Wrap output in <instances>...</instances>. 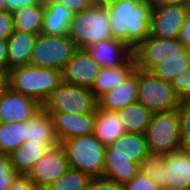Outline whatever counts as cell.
<instances>
[{
	"label": "cell",
	"mask_w": 190,
	"mask_h": 190,
	"mask_svg": "<svg viewBox=\"0 0 190 190\" xmlns=\"http://www.w3.org/2000/svg\"><path fill=\"white\" fill-rule=\"evenodd\" d=\"M108 8L112 37L132 50L150 35L153 2L141 0H102Z\"/></svg>",
	"instance_id": "1"
},
{
	"label": "cell",
	"mask_w": 190,
	"mask_h": 190,
	"mask_svg": "<svg viewBox=\"0 0 190 190\" xmlns=\"http://www.w3.org/2000/svg\"><path fill=\"white\" fill-rule=\"evenodd\" d=\"M149 154L143 133L125 132L104 150L103 176L123 186L139 171Z\"/></svg>",
	"instance_id": "2"
},
{
	"label": "cell",
	"mask_w": 190,
	"mask_h": 190,
	"mask_svg": "<svg viewBox=\"0 0 190 190\" xmlns=\"http://www.w3.org/2000/svg\"><path fill=\"white\" fill-rule=\"evenodd\" d=\"M61 82L62 71L29 64L11 68L6 73V86L41 104Z\"/></svg>",
	"instance_id": "3"
},
{
	"label": "cell",
	"mask_w": 190,
	"mask_h": 190,
	"mask_svg": "<svg viewBox=\"0 0 190 190\" xmlns=\"http://www.w3.org/2000/svg\"><path fill=\"white\" fill-rule=\"evenodd\" d=\"M68 36L77 49H85L99 41L111 39L108 8L102 0L91 7L74 13L70 21Z\"/></svg>",
	"instance_id": "4"
},
{
	"label": "cell",
	"mask_w": 190,
	"mask_h": 190,
	"mask_svg": "<svg viewBox=\"0 0 190 190\" xmlns=\"http://www.w3.org/2000/svg\"><path fill=\"white\" fill-rule=\"evenodd\" d=\"M64 149L69 166L91 178L103 176L105 145L94 134L71 137L59 143Z\"/></svg>",
	"instance_id": "5"
},
{
	"label": "cell",
	"mask_w": 190,
	"mask_h": 190,
	"mask_svg": "<svg viewBox=\"0 0 190 190\" xmlns=\"http://www.w3.org/2000/svg\"><path fill=\"white\" fill-rule=\"evenodd\" d=\"M97 108V97L90 89L63 81L42 104L45 112L75 115L94 114Z\"/></svg>",
	"instance_id": "6"
},
{
	"label": "cell",
	"mask_w": 190,
	"mask_h": 190,
	"mask_svg": "<svg viewBox=\"0 0 190 190\" xmlns=\"http://www.w3.org/2000/svg\"><path fill=\"white\" fill-rule=\"evenodd\" d=\"M144 135L149 153L165 155L183 148L176 110L152 113Z\"/></svg>",
	"instance_id": "7"
},
{
	"label": "cell",
	"mask_w": 190,
	"mask_h": 190,
	"mask_svg": "<svg viewBox=\"0 0 190 190\" xmlns=\"http://www.w3.org/2000/svg\"><path fill=\"white\" fill-rule=\"evenodd\" d=\"M137 102L151 113L176 110L180 103L169 81L155 77L150 71L138 68Z\"/></svg>",
	"instance_id": "8"
},
{
	"label": "cell",
	"mask_w": 190,
	"mask_h": 190,
	"mask_svg": "<svg viewBox=\"0 0 190 190\" xmlns=\"http://www.w3.org/2000/svg\"><path fill=\"white\" fill-rule=\"evenodd\" d=\"M76 50L68 35L48 36L40 33L36 36L28 64L62 71Z\"/></svg>",
	"instance_id": "9"
},
{
	"label": "cell",
	"mask_w": 190,
	"mask_h": 190,
	"mask_svg": "<svg viewBox=\"0 0 190 190\" xmlns=\"http://www.w3.org/2000/svg\"><path fill=\"white\" fill-rule=\"evenodd\" d=\"M186 49L178 38H159L149 35L133 50L135 66L150 71L162 59L183 58Z\"/></svg>",
	"instance_id": "10"
},
{
	"label": "cell",
	"mask_w": 190,
	"mask_h": 190,
	"mask_svg": "<svg viewBox=\"0 0 190 190\" xmlns=\"http://www.w3.org/2000/svg\"><path fill=\"white\" fill-rule=\"evenodd\" d=\"M42 110V104L32 97L12 91L8 86L0 90V123L26 122Z\"/></svg>",
	"instance_id": "11"
},
{
	"label": "cell",
	"mask_w": 190,
	"mask_h": 190,
	"mask_svg": "<svg viewBox=\"0 0 190 190\" xmlns=\"http://www.w3.org/2000/svg\"><path fill=\"white\" fill-rule=\"evenodd\" d=\"M69 168L64 149L57 145L47 150L34 164L27 176L38 190H44L52 182L63 176Z\"/></svg>",
	"instance_id": "12"
},
{
	"label": "cell",
	"mask_w": 190,
	"mask_h": 190,
	"mask_svg": "<svg viewBox=\"0 0 190 190\" xmlns=\"http://www.w3.org/2000/svg\"><path fill=\"white\" fill-rule=\"evenodd\" d=\"M190 9L171 4L153 3L150 35L159 38H178L180 28Z\"/></svg>",
	"instance_id": "13"
},
{
	"label": "cell",
	"mask_w": 190,
	"mask_h": 190,
	"mask_svg": "<svg viewBox=\"0 0 190 190\" xmlns=\"http://www.w3.org/2000/svg\"><path fill=\"white\" fill-rule=\"evenodd\" d=\"M100 68L85 49H77L62 70V81L90 89Z\"/></svg>",
	"instance_id": "14"
},
{
	"label": "cell",
	"mask_w": 190,
	"mask_h": 190,
	"mask_svg": "<svg viewBox=\"0 0 190 190\" xmlns=\"http://www.w3.org/2000/svg\"><path fill=\"white\" fill-rule=\"evenodd\" d=\"M164 189L190 190V153L184 148L165 154Z\"/></svg>",
	"instance_id": "15"
},
{
	"label": "cell",
	"mask_w": 190,
	"mask_h": 190,
	"mask_svg": "<svg viewBox=\"0 0 190 190\" xmlns=\"http://www.w3.org/2000/svg\"><path fill=\"white\" fill-rule=\"evenodd\" d=\"M53 122V128L58 142L93 133L94 114L75 115L59 112H47Z\"/></svg>",
	"instance_id": "16"
},
{
	"label": "cell",
	"mask_w": 190,
	"mask_h": 190,
	"mask_svg": "<svg viewBox=\"0 0 190 190\" xmlns=\"http://www.w3.org/2000/svg\"><path fill=\"white\" fill-rule=\"evenodd\" d=\"M85 50L100 67L121 66L133 55L126 43L114 38L99 41Z\"/></svg>",
	"instance_id": "17"
},
{
	"label": "cell",
	"mask_w": 190,
	"mask_h": 190,
	"mask_svg": "<svg viewBox=\"0 0 190 190\" xmlns=\"http://www.w3.org/2000/svg\"><path fill=\"white\" fill-rule=\"evenodd\" d=\"M138 68L135 69L113 90L100 95L98 108L117 111L137 101Z\"/></svg>",
	"instance_id": "18"
},
{
	"label": "cell",
	"mask_w": 190,
	"mask_h": 190,
	"mask_svg": "<svg viewBox=\"0 0 190 190\" xmlns=\"http://www.w3.org/2000/svg\"><path fill=\"white\" fill-rule=\"evenodd\" d=\"M73 12L52 0H44L41 33L48 36L68 35Z\"/></svg>",
	"instance_id": "19"
},
{
	"label": "cell",
	"mask_w": 190,
	"mask_h": 190,
	"mask_svg": "<svg viewBox=\"0 0 190 190\" xmlns=\"http://www.w3.org/2000/svg\"><path fill=\"white\" fill-rule=\"evenodd\" d=\"M25 141L38 142L51 149L59 142L56 138L51 116L43 109L25 122Z\"/></svg>",
	"instance_id": "20"
},
{
	"label": "cell",
	"mask_w": 190,
	"mask_h": 190,
	"mask_svg": "<svg viewBox=\"0 0 190 190\" xmlns=\"http://www.w3.org/2000/svg\"><path fill=\"white\" fill-rule=\"evenodd\" d=\"M135 67L133 55L121 66L101 67L90 90L98 98L103 93L118 86Z\"/></svg>",
	"instance_id": "21"
},
{
	"label": "cell",
	"mask_w": 190,
	"mask_h": 190,
	"mask_svg": "<svg viewBox=\"0 0 190 190\" xmlns=\"http://www.w3.org/2000/svg\"><path fill=\"white\" fill-rule=\"evenodd\" d=\"M36 36L35 34L14 30L7 38L8 70L29 63Z\"/></svg>",
	"instance_id": "22"
},
{
	"label": "cell",
	"mask_w": 190,
	"mask_h": 190,
	"mask_svg": "<svg viewBox=\"0 0 190 190\" xmlns=\"http://www.w3.org/2000/svg\"><path fill=\"white\" fill-rule=\"evenodd\" d=\"M125 132L115 111L97 108L93 134L101 143L109 146Z\"/></svg>",
	"instance_id": "23"
},
{
	"label": "cell",
	"mask_w": 190,
	"mask_h": 190,
	"mask_svg": "<svg viewBox=\"0 0 190 190\" xmlns=\"http://www.w3.org/2000/svg\"><path fill=\"white\" fill-rule=\"evenodd\" d=\"M47 150L48 148L41 143L27 140L8 157L12 167L19 175H27Z\"/></svg>",
	"instance_id": "24"
},
{
	"label": "cell",
	"mask_w": 190,
	"mask_h": 190,
	"mask_svg": "<svg viewBox=\"0 0 190 190\" xmlns=\"http://www.w3.org/2000/svg\"><path fill=\"white\" fill-rule=\"evenodd\" d=\"M126 132L145 133L152 113L139 102L115 111Z\"/></svg>",
	"instance_id": "25"
},
{
	"label": "cell",
	"mask_w": 190,
	"mask_h": 190,
	"mask_svg": "<svg viewBox=\"0 0 190 190\" xmlns=\"http://www.w3.org/2000/svg\"><path fill=\"white\" fill-rule=\"evenodd\" d=\"M44 4L22 6L13 10L14 30L38 35L41 33Z\"/></svg>",
	"instance_id": "26"
},
{
	"label": "cell",
	"mask_w": 190,
	"mask_h": 190,
	"mask_svg": "<svg viewBox=\"0 0 190 190\" xmlns=\"http://www.w3.org/2000/svg\"><path fill=\"white\" fill-rule=\"evenodd\" d=\"M25 122L0 123V154L9 155L25 141Z\"/></svg>",
	"instance_id": "27"
},
{
	"label": "cell",
	"mask_w": 190,
	"mask_h": 190,
	"mask_svg": "<svg viewBox=\"0 0 190 190\" xmlns=\"http://www.w3.org/2000/svg\"><path fill=\"white\" fill-rule=\"evenodd\" d=\"M190 68V51H183V58L162 59L161 63L155 65L150 72L157 78L164 81H171L181 72Z\"/></svg>",
	"instance_id": "28"
},
{
	"label": "cell",
	"mask_w": 190,
	"mask_h": 190,
	"mask_svg": "<svg viewBox=\"0 0 190 190\" xmlns=\"http://www.w3.org/2000/svg\"><path fill=\"white\" fill-rule=\"evenodd\" d=\"M90 180L91 177L85 172L70 167L44 190H86Z\"/></svg>",
	"instance_id": "29"
},
{
	"label": "cell",
	"mask_w": 190,
	"mask_h": 190,
	"mask_svg": "<svg viewBox=\"0 0 190 190\" xmlns=\"http://www.w3.org/2000/svg\"><path fill=\"white\" fill-rule=\"evenodd\" d=\"M163 169H166L164 154L149 153L140 165V170L146 174L160 190L164 189Z\"/></svg>",
	"instance_id": "30"
},
{
	"label": "cell",
	"mask_w": 190,
	"mask_h": 190,
	"mask_svg": "<svg viewBox=\"0 0 190 190\" xmlns=\"http://www.w3.org/2000/svg\"><path fill=\"white\" fill-rule=\"evenodd\" d=\"M176 112L179 119V135L184 145L190 139V98L180 99Z\"/></svg>",
	"instance_id": "31"
},
{
	"label": "cell",
	"mask_w": 190,
	"mask_h": 190,
	"mask_svg": "<svg viewBox=\"0 0 190 190\" xmlns=\"http://www.w3.org/2000/svg\"><path fill=\"white\" fill-rule=\"evenodd\" d=\"M18 175L12 167L8 155L0 154V190H7Z\"/></svg>",
	"instance_id": "32"
},
{
	"label": "cell",
	"mask_w": 190,
	"mask_h": 190,
	"mask_svg": "<svg viewBox=\"0 0 190 190\" xmlns=\"http://www.w3.org/2000/svg\"><path fill=\"white\" fill-rule=\"evenodd\" d=\"M170 83L180 99L190 98V68L174 77Z\"/></svg>",
	"instance_id": "33"
},
{
	"label": "cell",
	"mask_w": 190,
	"mask_h": 190,
	"mask_svg": "<svg viewBox=\"0 0 190 190\" xmlns=\"http://www.w3.org/2000/svg\"><path fill=\"white\" fill-rule=\"evenodd\" d=\"M122 190H160L155 183L141 170L126 184Z\"/></svg>",
	"instance_id": "34"
},
{
	"label": "cell",
	"mask_w": 190,
	"mask_h": 190,
	"mask_svg": "<svg viewBox=\"0 0 190 190\" xmlns=\"http://www.w3.org/2000/svg\"><path fill=\"white\" fill-rule=\"evenodd\" d=\"M86 190H122V186L104 177L91 178Z\"/></svg>",
	"instance_id": "35"
},
{
	"label": "cell",
	"mask_w": 190,
	"mask_h": 190,
	"mask_svg": "<svg viewBox=\"0 0 190 190\" xmlns=\"http://www.w3.org/2000/svg\"><path fill=\"white\" fill-rule=\"evenodd\" d=\"M13 17L10 11H4L0 13V39L7 40V38L13 33Z\"/></svg>",
	"instance_id": "36"
},
{
	"label": "cell",
	"mask_w": 190,
	"mask_h": 190,
	"mask_svg": "<svg viewBox=\"0 0 190 190\" xmlns=\"http://www.w3.org/2000/svg\"><path fill=\"white\" fill-rule=\"evenodd\" d=\"M52 1L64 5L68 10H71L74 14L91 7L98 0H52Z\"/></svg>",
	"instance_id": "37"
},
{
	"label": "cell",
	"mask_w": 190,
	"mask_h": 190,
	"mask_svg": "<svg viewBox=\"0 0 190 190\" xmlns=\"http://www.w3.org/2000/svg\"><path fill=\"white\" fill-rule=\"evenodd\" d=\"M7 190H38L27 175H18Z\"/></svg>",
	"instance_id": "38"
},
{
	"label": "cell",
	"mask_w": 190,
	"mask_h": 190,
	"mask_svg": "<svg viewBox=\"0 0 190 190\" xmlns=\"http://www.w3.org/2000/svg\"><path fill=\"white\" fill-rule=\"evenodd\" d=\"M178 39L187 49L190 47V10L180 28Z\"/></svg>",
	"instance_id": "39"
},
{
	"label": "cell",
	"mask_w": 190,
	"mask_h": 190,
	"mask_svg": "<svg viewBox=\"0 0 190 190\" xmlns=\"http://www.w3.org/2000/svg\"><path fill=\"white\" fill-rule=\"evenodd\" d=\"M6 11L12 12L22 6L44 4V0H5Z\"/></svg>",
	"instance_id": "40"
},
{
	"label": "cell",
	"mask_w": 190,
	"mask_h": 190,
	"mask_svg": "<svg viewBox=\"0 0 190 190\" xmlns=\"http://www.w3.org/2000/svg\"><path fill=\"white\" fill-rule=\"evenodd\" d=\"M0 69L8 72L7 42L3 39H0Z\"/></svg>",
	"instance_id": "41"
},
{
	"label": "cell",
	"mask_w": 190,
	"mask_h": 190,
	"mask_svg": "<svg viewBox=\"0 0 190 190\" xmlns=\"http://www.w3.org/2000/svg\"><path fill=\"white\" fill-rule=\"evenodd\" d=\"M156 3L179 5V6L190 9V0H157Z\"/></svg>",
	"instance_id": "42"
},
{
	"label": "cell",
	"mask_w": 190,
	"mask_h": 190,
	"mask_svg": "<svg viewBox=\"0 0 190 190\" xmlns=\"http://www.w3.org/2000/svg\"><path fill=\"white\" fill-rule=\"evenodd\" d=\"M6 85V73L0 69V89Z\"/></svg>",
	"instance_id": "43"
},
{
	"label": "cell",
	"mask_w": 190,
	"mask_h": 190,
	"mask_svg": "<svg viewBox=\"0 0 190 190\" xmlns=\"http://www.w3.org/2000/svg\"><path fill=\"white\" fill-rule=\"evenodd\" d=\"M6 11L5 0H0V13Z\"/></svg>",
	"instance_id": "44"
},
{
	"label": "cell",
	"mask_w": 190,
	"mask_h": 190,
	"mask_svg": "<svg viewBox=\"0 0 190 190\" xmlns=\"http://www.w3.org/2000/svg\"><path fill=\"white\" fill-rule=\"evenodd\" d=\"M183 148L190 153V139L183 145Z\"/></svg>",
	"instance_id": "45"
},
{
	"label": "cell",
	"mask_w": 190,
	"mask_h": 190,
	"mask_svg": "<svg viewBox=\"0 0 190 190\" xmlns=\"http://www.w3.org/2000/svg\"><path fill=\"white\" fill-rule=\"evenodd\" d=\"M141 1H149V2H156L157 0H141Z\"/></svg>",
	"instance_id": "46"
}]
</instances>
